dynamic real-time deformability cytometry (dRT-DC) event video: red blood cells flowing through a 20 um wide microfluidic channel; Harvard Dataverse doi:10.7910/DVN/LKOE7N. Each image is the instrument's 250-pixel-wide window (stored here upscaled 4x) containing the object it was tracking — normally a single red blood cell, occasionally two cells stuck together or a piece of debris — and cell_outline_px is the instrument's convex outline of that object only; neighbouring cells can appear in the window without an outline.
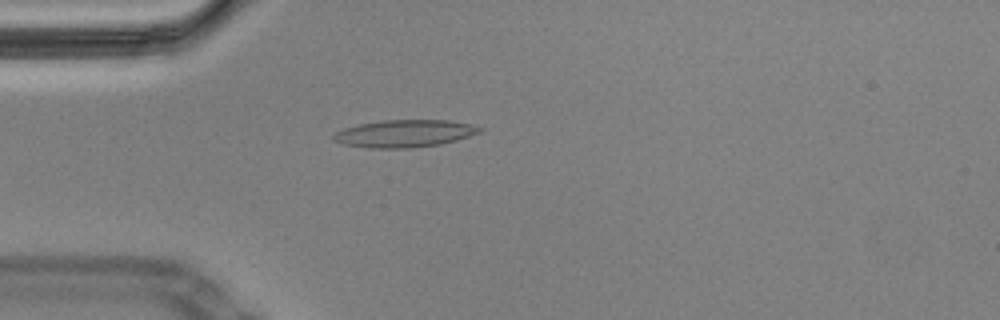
{"species": "Egyptian fruit bat (a non-hibernating species)", "species_latin": "Rousettus aegyptiacus", "temperature_condition": "cold", "stored_images_in_passage": 55, "camera_frame_rate_fps": 3000, "um_per_image_px": 0.085, "animal": {"sex": "male"}, "frame": {"image": 1, "passage_image": 13, "time_ms": 4.0, "image_size_px": [1000, 320], "cell_outline_px": [[484, 128], [480, 132], [456, 140], [440, 144], [412, 148], [368, 148], [344, 144], [332, 140], [332, 136], [336, 132], [344, 128], [360, 124], [380, 120], [448, 120], [472, 124]], "centroid_in_image_um": [34.38, 11.35], "position_along_channel_um": 50.6, "area_um2": 23.35}}
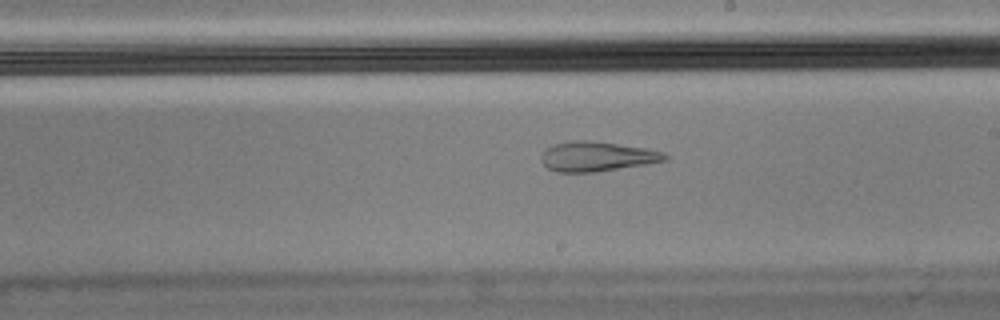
{"frame": {"image": 2, "passage_image": 30, "time_ms": 9.667, "image_size_px": [1000, 320], "cell_outline_px": [[668, 160], [596, 172], [556, 172], [548, 168], [540, 160], [540, 156], [552, 144], [572, 140], [588, 140], [644, 148], [664, 152], [668, 156]], "centroid_in_image_um": [50.7, 13.3], "position_along_channel_um": 238.3, "area_um2": 21.27}}
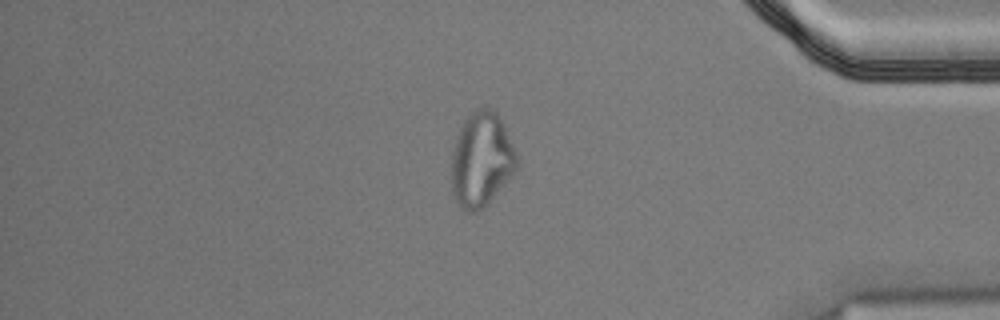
{"frame": {"image": 3, "passage_image": 46, "time_ms": 15.0, "image_size_px": [1000, 320], "cell_outline_px": [[516, 168], [488, 204], [484, 208], [476, 212], [468, 212], [460, 208], [456, 204], [452, 192], [452, 152], [456, 136], [464, 120], [476, 108], [492, 108], [496, 112], [504, 124], [512, 144], [516, 156]], "centroid_in_image_um": [40.88, 13.58], "position_along_channel_um": 394.3, "area_um2": 35.78}, "authors_computed_cell_mechanics": {"area_um2": 22.7154, "velocity_mm_per_s": 3.4633, "shape_relaxation_time_tau1_ms": null, "shape_relaxation_time_tau2_ms": 2.8139, "deformation_change_tau1": null, "deformation_change_tau2": 0.1209}}